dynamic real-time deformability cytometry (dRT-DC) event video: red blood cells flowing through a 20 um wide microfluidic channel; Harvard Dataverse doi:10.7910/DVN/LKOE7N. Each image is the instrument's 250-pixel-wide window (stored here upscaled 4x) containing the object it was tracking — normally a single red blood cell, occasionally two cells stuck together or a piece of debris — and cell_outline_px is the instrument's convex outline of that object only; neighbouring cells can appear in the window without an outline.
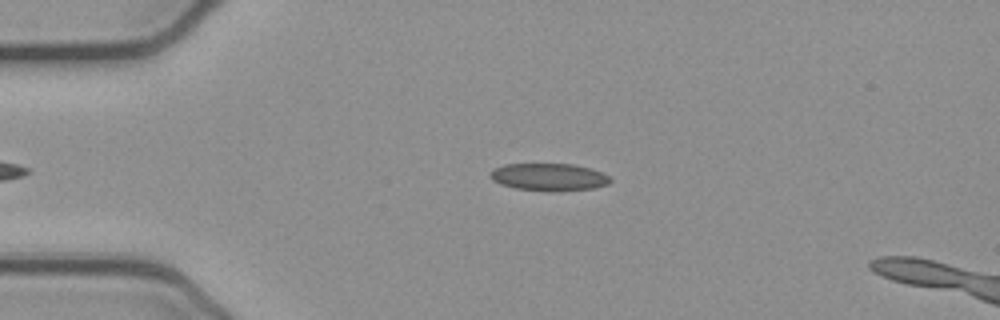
{"species": "common noctule bat (a hibernating species)", "species_latin": "Nyctalus noctula", "temperature_condition": "cold", "stored_images_in_passage": 44, "camera_frame_rate_fps": 3000, "um_per_image_px": 0.085, "animal": {"sex": "female", "body_mass_g": 21.9}, "frame": {"image": 1, "passage_image": 11, "time_ms": 3.333, "image_size_px": [1000, 320], "cell_outline_px": [[612, 180], [608, 184], [592, 188], [516, 188], [500, 184], [492, 180], [488, 176], [496, 168], [504, 164], [572, 164], [588, 168], [600, 172], [608, 176]], "centroid_in_image_um": [46.61, 14.99], "position_along_channel_um": 38.4, "area_um2": 17.92}}
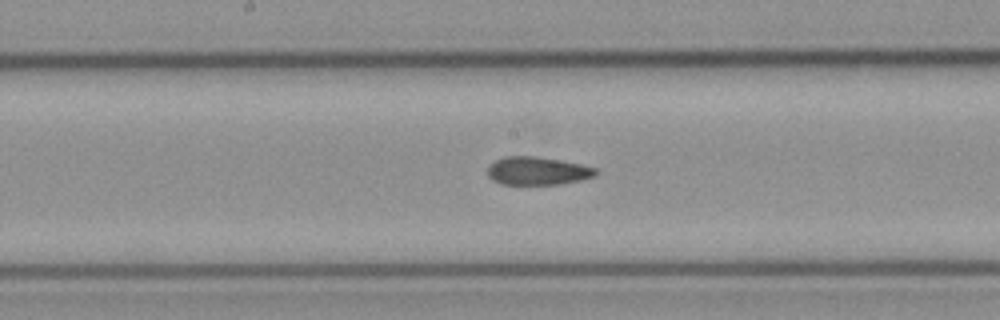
{"frame": {"image": 2, "passage_image": 26, "time_ms": 8.333, "image_size_px": [1000, 320], "cell_outline_px": [[600, 172], [596, 176], [580, 180], [560, 184], [500, 184], [492, 180], [488, 176], [488, 164], [504, 156], [532, 156], [560, 160], [580, 164], [596, 168]], "centroid_in_image_um": [45.68, 14.53], "position_along_channel_um": 202.5, "area_um2": 17.8}}
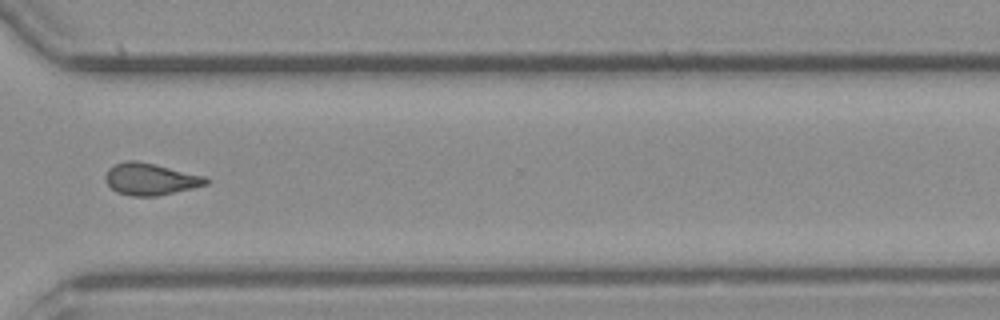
{"frame": {"image": 3, "passage_image": 38, "time_ms": 12.333, "image_size_px": [1000, 320], "cell_outline_px": [[212, 180], [208, 184], [192, 188], [156, 196], [132, 196], [116, 192], [108, 184], [104, 176], [108, 168], [124, 160], [136, 160], [208, 176]], "centroid_in_image_um": [12.82, 15.21], "position_along_channel_um": 357.8, "area_um2": 18.84}, "authors_computed_cell_mechanics": {"area_um2": 18.5827, "velocity_mm_per_s": 3.895, "shape_relaxation_time_tau1_ms": null, "shape_relaxation_time_tau2_ms": 1.3016, "deformation_change_tau1": null, "deformation_change_tau2": 0.0611}}